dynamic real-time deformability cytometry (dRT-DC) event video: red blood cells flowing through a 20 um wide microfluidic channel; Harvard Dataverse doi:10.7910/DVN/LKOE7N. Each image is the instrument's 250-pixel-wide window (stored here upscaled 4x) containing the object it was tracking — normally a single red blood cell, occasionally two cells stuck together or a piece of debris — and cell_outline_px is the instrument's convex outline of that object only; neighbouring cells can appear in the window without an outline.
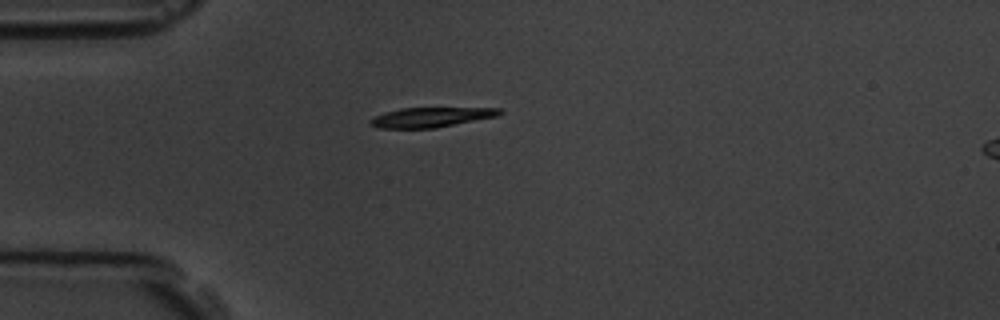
{"species": "common noctule bat (a hibernating species)", "species_latin": "Nyctalus noctula", "temperature_condition": "room temperature", "stored_images_in_passage": 1, "camera_frame_rate_fps": 3000, "um_per_image_px": 0.085, "animal": {"sex": "male", "body_mass_g": 19.5, "forearm_length_mm": 54.6}, "frame": {"image": 1, "passage_image": 1, "time_ms": 0.0, "image_size_px": [1000, 320], "cell_outline_px": [[504, 112], [500, 116], [436, 128], [376, 128], [368, 120], [384, 112], [400, 108], [500, 108]], "centroid_in_image_um": [36.68, 9.96], "position_along_channel_um": 48.3, "area_um2": 15.03}}